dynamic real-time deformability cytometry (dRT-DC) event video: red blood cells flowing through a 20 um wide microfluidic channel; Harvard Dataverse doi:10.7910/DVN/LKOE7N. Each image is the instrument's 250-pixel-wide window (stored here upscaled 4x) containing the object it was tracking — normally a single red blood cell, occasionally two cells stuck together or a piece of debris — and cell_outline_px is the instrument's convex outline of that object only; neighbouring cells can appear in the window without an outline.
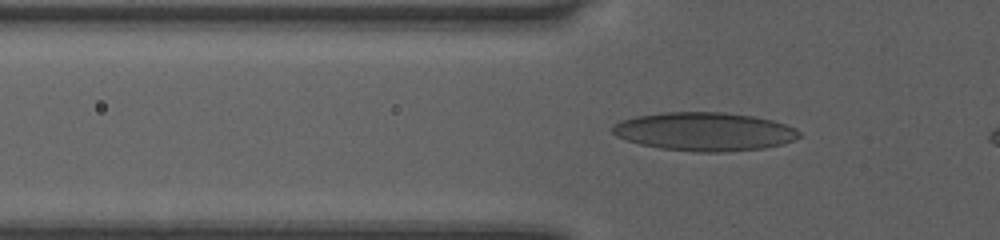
{"species": "human", "species_latin": "Homo sapiens", "temperature_condition": "room temperature", "stored_images_in_passage": 37, "camera_frame_rate_fps": 3000, "um_per_image_px": 0.085, "donor": {"sex": "female"}, "frame": {"image": 1, "passage_image": 8, "time_ms": 2.333, "image_size_px": [1000, 240], "cell_outline_px": [[804, 136], [780, 144], [764, 148], [724, 152], [696, 152], [660, 148], [640, 144], [616, 136], [612, 132], [612, 128], [620, 120], [636, 116], [660, 112], [724, 112], [752, 116], [772, 120], [796, 128]], "centroid_in_image_um": [59.88, 11.18], "position_along_channel_um": 65.9, "area_um2": 41.91}}
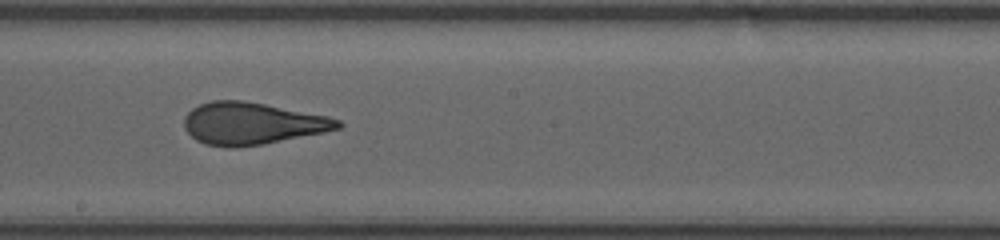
{"frame": {"image": 2, "passage_image": 20, "time_ms": 6.333, "image_size_px": [1000, 240], "cell_outline_px": [[344, 124], [340, 128], [324, 132], [264, 144], [232, 148], [204, 144], [196, 140], [184, 128], [184, 116], [192, 108], [200, 104], [212, 100], [244, 100], [328, 116], [340, 120]], "centroid_in_image_um": [21.41, 10.49], "position_along_channel_um": 226.8, "area_um2": 37.74}}
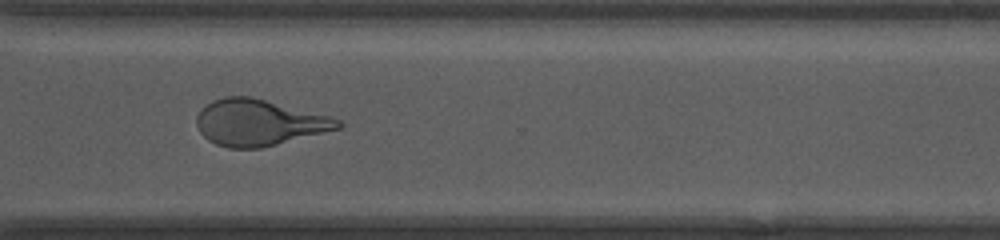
{"frame": {"image": 3, "passage_image": 29, "time_ms": 9.333, "image_size_px": [1000, 240], "cell_outline_px": [[344, 124], [340, 128], [260, 148], [228, 148], [216, 144], [208, 140], [200, 132], [196, 124], [196, 116], [212, 100], [224, 96], [252, 96], [328, 116], [340, 120]], "centroid_in_image_um": [21.98, 10.41], "position_along_channel_um": 348.6, "area_um2": 37.69}}